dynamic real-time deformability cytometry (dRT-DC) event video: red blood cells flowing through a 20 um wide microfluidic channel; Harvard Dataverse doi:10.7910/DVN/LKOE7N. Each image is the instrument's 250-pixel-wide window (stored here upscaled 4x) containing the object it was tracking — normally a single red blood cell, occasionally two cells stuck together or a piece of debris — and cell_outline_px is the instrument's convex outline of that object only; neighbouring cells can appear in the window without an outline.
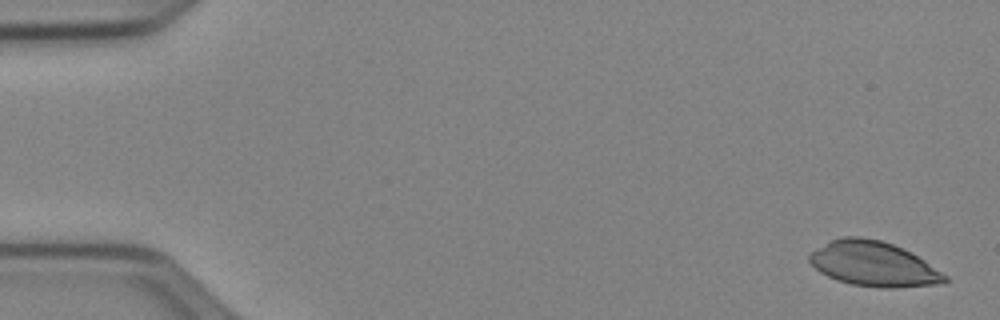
{"species": "Egyptian fruit bat (a non-hibernating species)", "species_latin": "Rousettus aegyptiacus", "temperature_condition": "cold", "stored_images_in_passage": 52, "camera_frame_rate_fps": 3000, "um_per_image_px": 0.085, "animal": {"sex": "female"}, "frame": {"image": 1, "passage_image": 2, "time_ms": 0.333, "image_size_px": [1000, 320], "cell_outline_px": [[948, 280], [940, 284], [892, 288], [880, 288], [852, 284], [836, 280], [820, 272], [808, 260], [808, 256], [812, 252], [832, 240], [844, 236], [860, 236], [880, 240], [892, 244], [924, 260], [948, 276]], "centroid_in_image_um": [74.25, 22.45], "position_along_channel_um": 10.7, "area_um2": 34.97}}
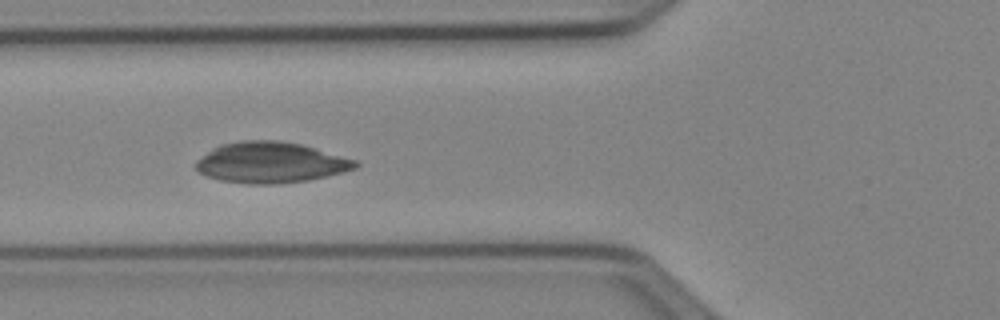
{"frame": {"image": 2, "passage_image": 20, "time_ms": 6.333, "image_size_px": [1000, 320], "cell_outline_px": [[360, 164], [356, 168], [344, 172], [308, 180], [276, 184], [248, 184], [220, 180], [208, 176], [200, 172], [196, 168], [196, 160], [212, 148], [220, 144], [244, 140], [280, 140], [300, 144], [356, 160]], "centroid_in_image_um": [22.99, 13.81], "position_along_channel_um": 102.8, "area_um2": 37.86}}
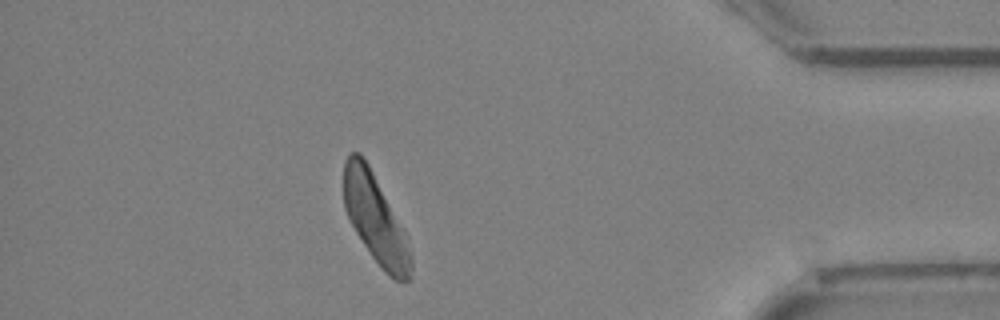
{"frame": {"image": 3, "passage_image": 46, "time_ms": 15.0, "image_size_px": [1000, 320], "cell_outline_px": [[412, 280], [396, 280], [372, 256], [348, 220], [344, 208], [344, 160], [348, 152], [360, 152], [368, 164], [408, 236], [412, 256]], "centroid_in_image_um": [31.92, 18.57], "position_along_channel_um": 403.3, "area_um2": 34.56}}